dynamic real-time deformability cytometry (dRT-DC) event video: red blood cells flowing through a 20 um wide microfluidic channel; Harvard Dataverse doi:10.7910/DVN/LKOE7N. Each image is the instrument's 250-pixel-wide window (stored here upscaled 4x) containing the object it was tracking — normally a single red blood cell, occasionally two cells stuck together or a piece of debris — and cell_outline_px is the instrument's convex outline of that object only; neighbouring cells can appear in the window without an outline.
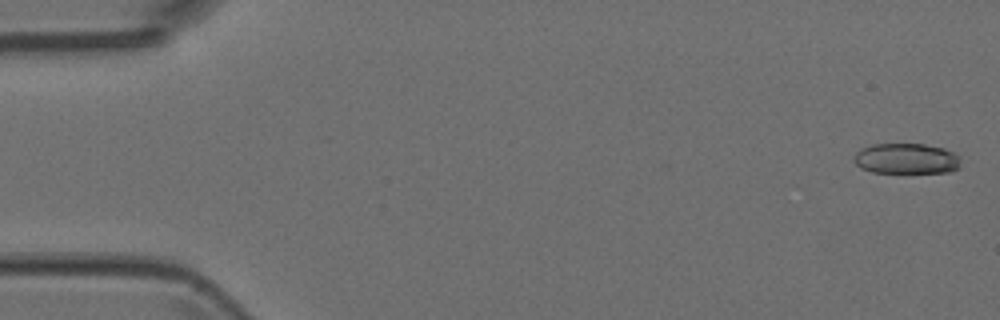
{"species": "Egyptian fruit bat (a non-hibernating species)", "species_latin": "Rousettus aegyptiacus", "temperature_condition": "room temperature", "stored_images_in_passage": 5, "camera_frame_rate_fps": 3000, "um_per_image_px": 0.085, "animal": {"sex": "female"}, "frame": {"image": 1, "passage_image": 1, "time_ms": 0.0, "image_size_px": [1000, 320], "cell_outline_px": [[960, 168], [952, 172], [872, 172], [860, 168], [852, 160], [856, 152], [860, 148], [872, 144], [924, 144], [944, 148], [960, 156]], "centroid_in_image_um": [77.04, 13.48], "position_along_channel_um": 8.0, "area_um2": 19.19}}
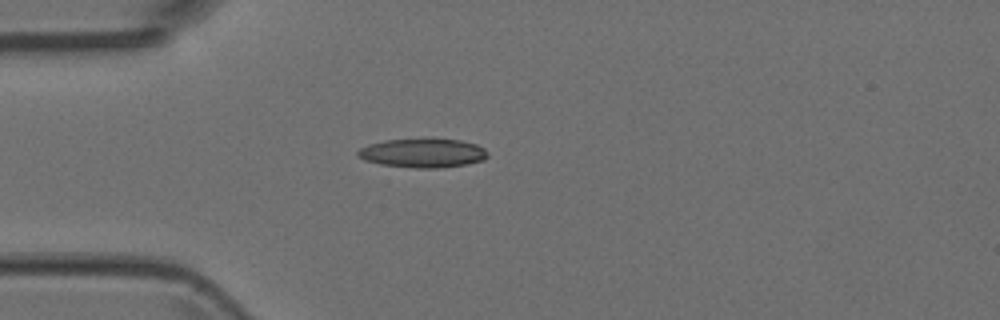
{"frame": {"image": 2, "passage_image": 5, "time_ms": 1.333, "image_size_px": [1000, 320], "cell_outline_px": [[488, 156], [484, 160], [468, 164], [440, 168], [416, 168], [380, 164], [364, 160], [356, 156], [356, 152], [360, 148], [368, 144], [384, 140], [460, 140], [476, 144], [484, 148], [488, 152]], "centroid_in_image_um": [35.93, 13.03], "position_along_channel_um": 49.1, "area_um2": 21.79}}